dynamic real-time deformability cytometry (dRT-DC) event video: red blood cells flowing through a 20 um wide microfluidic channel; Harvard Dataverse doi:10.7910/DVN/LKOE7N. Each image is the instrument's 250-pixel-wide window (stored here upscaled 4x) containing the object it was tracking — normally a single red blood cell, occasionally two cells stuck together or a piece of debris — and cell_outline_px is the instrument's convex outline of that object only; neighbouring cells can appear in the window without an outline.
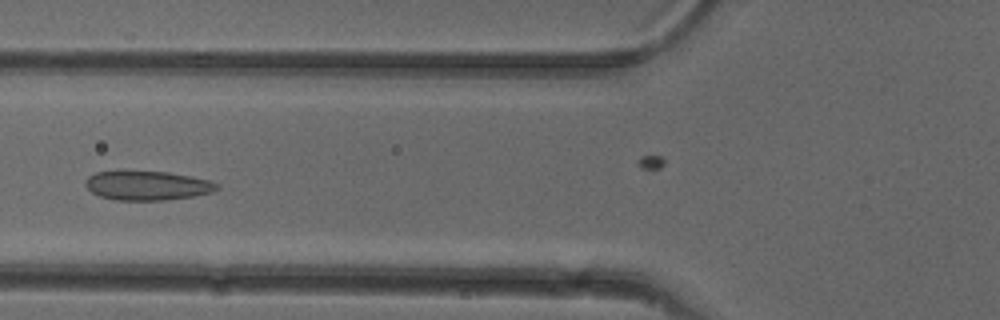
{"species": "common noctule bat (a hibernating species)", "species_latin": "Nyctalus noctula", "temperature_condition": "cold", "stored_images_in_passage": 54, "camera_frame_rate_fps": 3000, "um_per_image_px": 0.085, "animal": {"sex": "female"}, "frame": {"image": 1, "passage_image": 21, "time_ms": 6.667, "image_size_px": [1000, 320], "cell_outline_px": [[220, 188], [212, 192], [196, 196], [164, 200], [116, 200], [100, 196], [92, 192], [84, 184], [84, 180], [88, 176], [96, 172], [168, 172], [192, 176], [208, 180], [220, 184]], "centroid_in_image_um": [12.56, 15.78], "position_along_channel_um": 113.2, "area_um2": 22.31}}
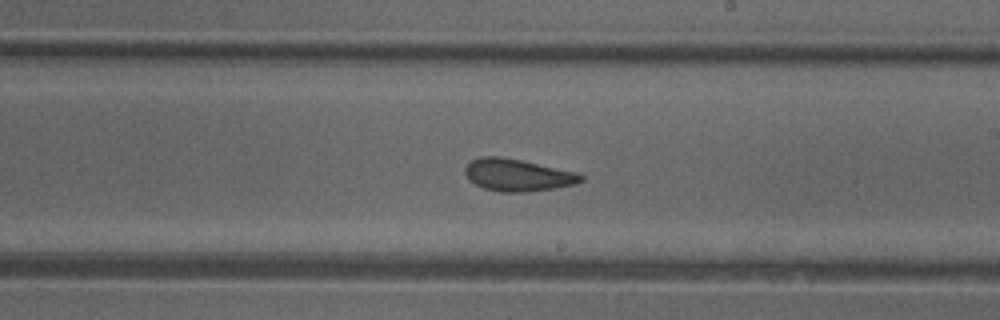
{"frame": {"image": 2, "passage_image": 31, "time_ms": 10.0, "image_size_px": [1000, 320], "cell_outline_px": [[584, 180], [576, 184], [556, 188], [528, 192], [500, 192], [484, 188], [468, 180], [464, 172], [464, 168], [472, 160], [480, 156], [500, 156], [520, 160], [576, 172], [584, 176]], "centroid_in_image_um": [43.99, 14.89], "position_along_channel_um": 245.0, "area_um2": 21.79}}
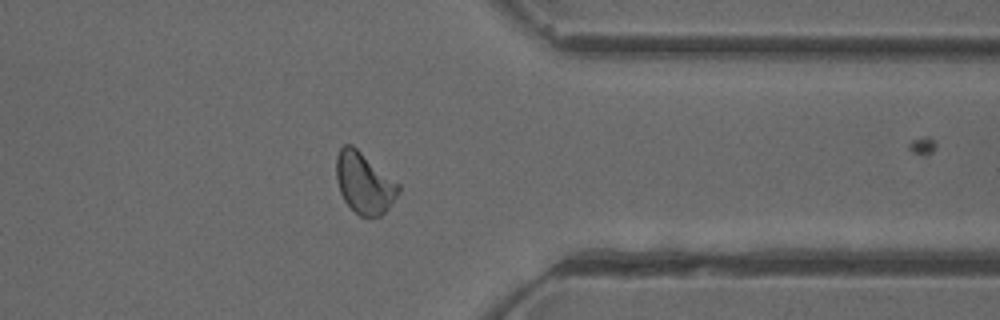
{"frame": {"image": 3, "passage_image": 42, "time_ms": 13.667, "image_size_px": [1000, 320], "cell_outline_px": [[400, 192], [388, 208], [380, 216], [360, 216], [344, 200], [340, 192], [336, 180], [336, 156], [340, 148], [344, 144], [352, 144], [400, 184]], "centroid_in_image_um": [30.95, 15.53], "position_along_channel_um": 380.4, "area_um2": 22.08}, "authors_computed_cell_mechanics": {"area_um2": 22.1085, "velocity_mm_per_s": 3.9378, "shape_relaxation_time_tau1_ms": null, "shape_relaxation_time_tau2_ms": 1.8649, "deformation_change_tau1": null, "deformation_change_tau2": 0.0927}}